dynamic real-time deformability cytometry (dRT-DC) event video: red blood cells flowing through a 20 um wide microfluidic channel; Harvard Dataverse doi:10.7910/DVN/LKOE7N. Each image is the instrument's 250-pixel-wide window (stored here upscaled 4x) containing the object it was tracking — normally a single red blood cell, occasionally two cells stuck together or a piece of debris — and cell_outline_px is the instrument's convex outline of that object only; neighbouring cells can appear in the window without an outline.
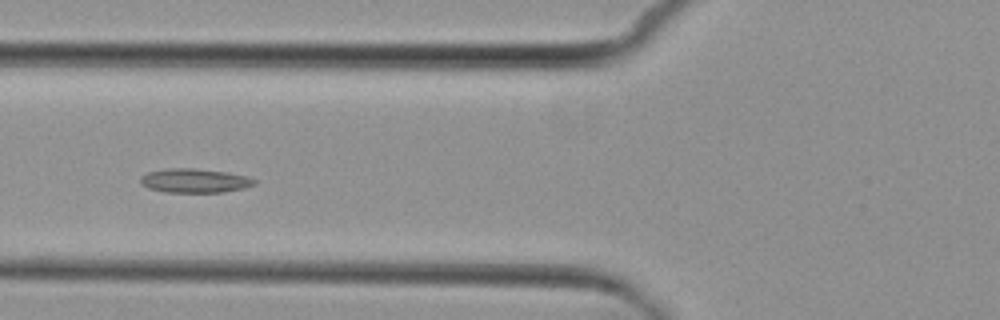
{"species": "common noctule bat (a hibernating species)", "species_latin": "Nyctalus noctula", "temperature_condition": "cold", "stored_images_in_passage": 6, "camera_frame_rate_fps": 3000, "um_per_image_px": 0.085, "animal": {"sex": "female", "body_mass_g": 29.2, "forearm_length_mm": 56.3}, "frame": {"image": 1, "passage_image": 5, "time_ms": 4.667, "image_size_px": [1000, 320], "cell_outline_px": [[256, 184], [244, 188], [224, 192], [164, 192], [148, 188], [140, 184], [140, 176], [148, 172], [168, 168], [196, 168], [228, 172], [244, 176], [256, 180]], "centroid_in_image_um": [16.52, 15.35], "position_along_channel_um": 109.3, "area_um2": 16.07}}
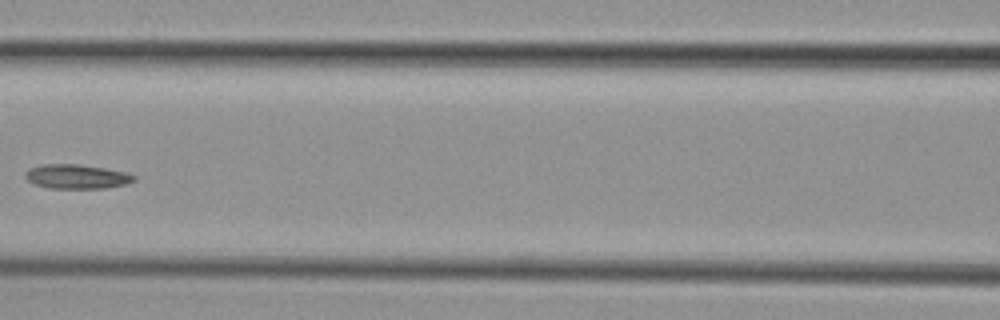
{"frame": {"image": 2, "passage_image": 6, "time_ms": 6.0, "image_size_px": [1000, 320], "cell_outline_px": [[136, 180], [128, 184], [108, 188], [48, 188], [32, 184], [24, 176], [24, 172], [28, 168], [44, 164], [80, 164], [128, 172], [136, 176]], "centroid_in_image_um": [6.53, 15.01], "position_along_channel_um": 160.1, "area_um2": 15.72}}